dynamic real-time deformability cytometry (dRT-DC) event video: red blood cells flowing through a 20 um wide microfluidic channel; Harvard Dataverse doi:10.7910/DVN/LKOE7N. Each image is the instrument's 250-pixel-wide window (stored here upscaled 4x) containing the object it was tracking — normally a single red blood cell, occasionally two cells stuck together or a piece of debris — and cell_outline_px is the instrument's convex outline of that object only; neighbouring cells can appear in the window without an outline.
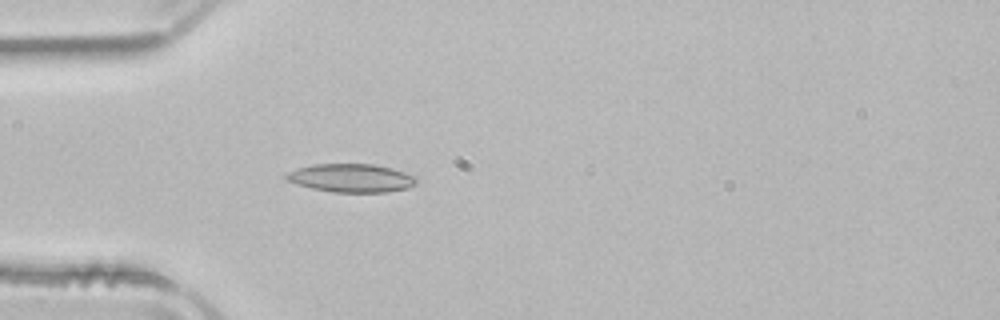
{"species": "common noctule bat (a hibernating species)", "species_latin": "Nyctalus noctula", "temperature_condition": "room temperature", "stored_images_in_passage": 4, "camera_frame_rate_fps": 3000, "um_per_image_px": 0.085, "animal": {"sex": "male", "body_mass_g": 21.5, "forearm_length_mm": 52.0}, "frame": {"image": 1, "passage_image": 4, "time_ms": 1.0, "image_size_px": [1000, 320], "cell_outline_px": [[416, 184], [408, 188], [388, 192], [332, 192], [312, 188], [296, 184], [288, 180], [284, 176], [288, 172], [296, 168], [312, 164], [372, 164], [392, 168], [416, 176]], "centroid_in_image_um": [29.86, 15.13], "position_along_channel_um": 55.1, "area_um2": 21.56}}